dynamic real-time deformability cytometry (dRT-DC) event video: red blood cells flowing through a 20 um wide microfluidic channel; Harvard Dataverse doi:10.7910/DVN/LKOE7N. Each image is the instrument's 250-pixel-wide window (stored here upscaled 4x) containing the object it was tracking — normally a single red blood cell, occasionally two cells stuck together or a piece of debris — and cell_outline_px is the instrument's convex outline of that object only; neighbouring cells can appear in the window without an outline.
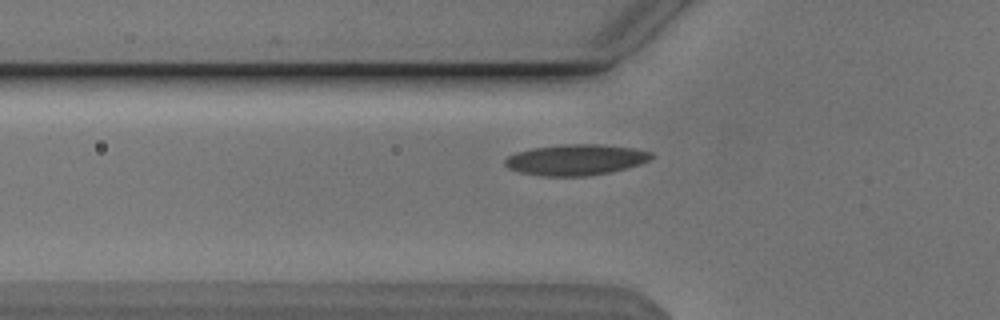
{"species": "Egyptian fruit bat (a non-hibernating species)", "species_latin": "Rousettus aegyptiacus", "temperature_condition": "cold", "stored_images_in_passage": 33, "camera_frame_rate_fps": 3000, "um_per_image_px": 0.085, "animal": {"sex": "male"}, "frame": {"image": 1, "passage_image": 2, "time_ms": 0.333, "image_size_px": [1000, 320], "cell_outline_px": [[652, 156], [648, 160], [640, 164], [608, 172], [588, 176], [544, 176], [520, 172], [508, 168], [504, 164], [504, 160], [508, 156], [516, 152], [532, 148], [560, 144], [600, 144], [632, 148], [652, 152]], "centroid_in_image_um": [48.9, 13.57], "position_along_channel_um": 76.9, "area_um2": 26.18}}
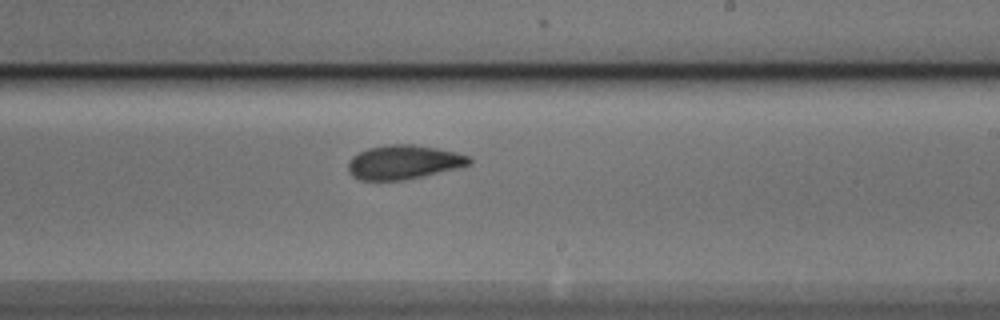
{"frame": {"image": 2, "passage_image": 16, "time_ms": 5.0, "image_size_px": [1000, 320], "cell_outline_px": [[472, 164], [456, 168], [420, 176], [400, 180], [360, 180], [352, 176], [348, 172], [348, 164], [352, 156], [368, 148], [388, 144], [412, 144], [436, 148], [456, 152], [468, 156], [472, 160]], "centroid_in_image_um": [34.28, 13.77], "position_along_channel_um": 254.7, "area_um2": 23.81}}
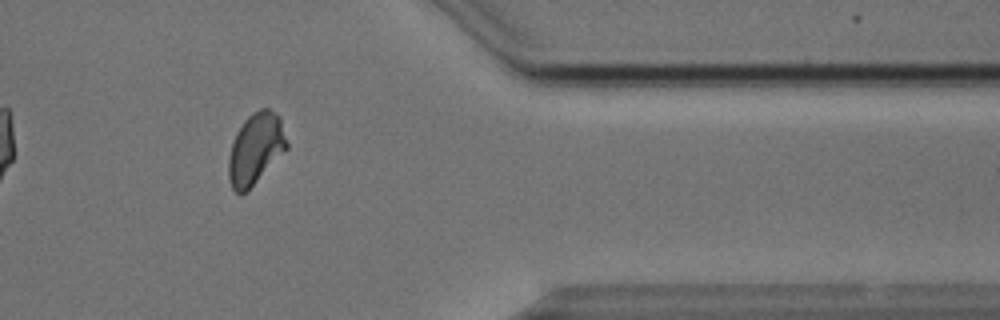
{"frame": {"image": 3, "passage_image": 28, "time_ms": 9.0, "image_size_px": [1000, 320], "cell_outline_px": [[288, 148], [248, 192], [240, 196], [232, 188], [228, 176], [228, 160], [232, 144], [236, 132], [244, 120], [252, 112], [260, 108], [268, 108], [276, 112], [280, 116], [288, 144]], "centroid_in_image_um": [21.73, 12.66], "position_along_channel_um": 389.7, "area_um2": 24.57}, "authors_computed_cell_mechanics": {"area_um2": 23.7558, "velocity_mm_per_s": 3.8089, "shape_relaxation_time_tau1_ms": 6.7515, "shape_relaxation_time_tau2_ms": 2.3717, "deformation_change_tau1": 0.1807, "deformation_change_tau2": 0.0802}}